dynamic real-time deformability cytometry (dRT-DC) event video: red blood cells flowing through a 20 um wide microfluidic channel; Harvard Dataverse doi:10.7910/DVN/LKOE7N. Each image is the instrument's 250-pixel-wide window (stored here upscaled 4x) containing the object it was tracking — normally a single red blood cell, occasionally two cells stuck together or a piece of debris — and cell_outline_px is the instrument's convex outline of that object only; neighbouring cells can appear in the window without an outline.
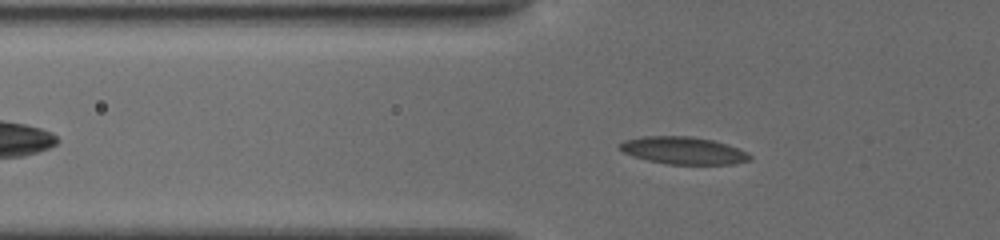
{"species": "common noctule bat (a hibernating species)", "species_latin": "Nyctalus noctula", "temperature_condition": "cold", "stored_images_in_passage": 24, "camera_frame_rate_fps": 3000, "um_per_image_px": 0.085, "animal": {"sex": "female", "body_mass_g": 19.5, "forearm_length_mm": 54.1}, "frame": {"image": 1, "passage_image": 6, "time_ms": 3.667, "image_size_px": [1000, 240], "cell_outline_px": [[752, 160], [732, 164], [668, 164], [648, 160], [632, 156], [616, 148], [616, 144], [624, 140], [644, 136], [688, 136], [712, 140], [728, 144], [748, 152], [752, 156]], "centroid_in_image_um": [58.07, 12.79], "position_along_channel_um": 67.7, "area_um2": 20.92}}
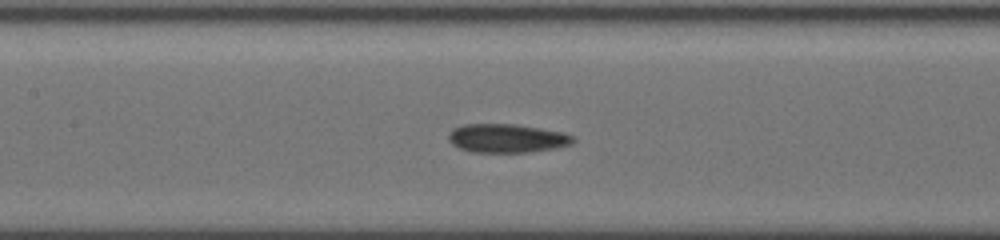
{"frame": {"image": 2, "passage_image": 14, "time_ms": 6.333, "image_size_px": [1000, 240], "cell_outline_px": [[576, 140], [572, 144], [556, 148], [528, 152], [472, 152], [460, 148], [452, 144], [448, 140], [448, 136], [452, 128], [464, 124], [516, 124], [564, 132], [576, 136]], "centroid_in_image_um": [43.12, 11.75], "position_along_channel_um": 164.3, "area_um2": 21.04}}
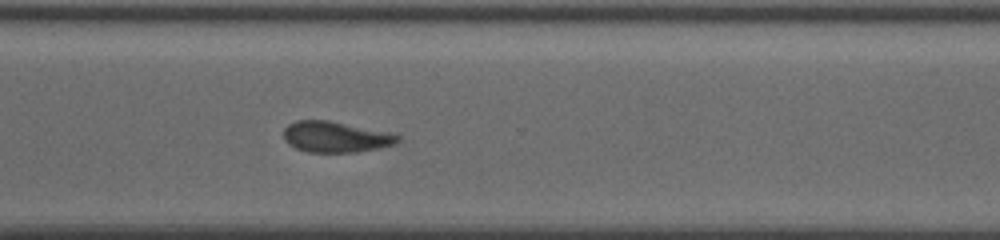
{"frame": {"image": 3, "passage_image": 24, "time_ms": 11.0, "image_size_px": [1000, 240], "cell_outline_px": [[400, 140], [396, 144], [356, 152], [308, 152], [296, 148], [288, 144], [284, 140], [284, 128], [288, 124], [296, 120], [328, 120], [400, 136]], "centroid_in_image_um": [28.44, 11.64], "position_along_channel_um": 342.2, "area_um2": 20.11}}